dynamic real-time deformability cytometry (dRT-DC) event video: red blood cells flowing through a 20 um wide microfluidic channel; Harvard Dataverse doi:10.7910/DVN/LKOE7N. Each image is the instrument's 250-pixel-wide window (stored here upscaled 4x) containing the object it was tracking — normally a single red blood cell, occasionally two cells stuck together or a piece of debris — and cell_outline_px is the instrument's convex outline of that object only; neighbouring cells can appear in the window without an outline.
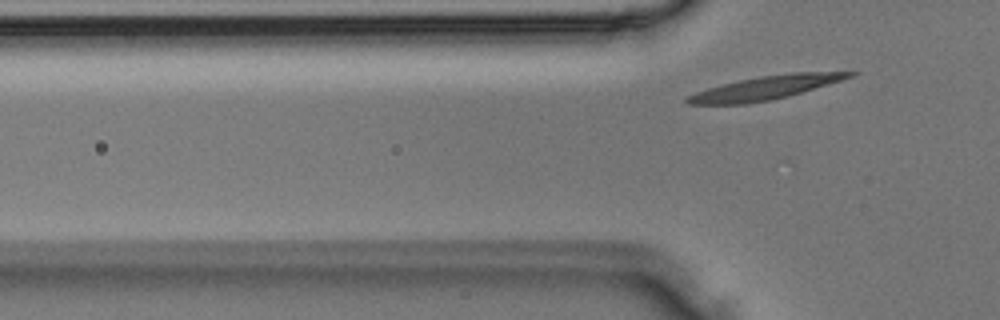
{"species": "Egyptian fruit bat (a non-hibernating species)", "species_latin": "Rousettus aegyptiacus", "temperature_condition": "room temperature", "stored_images_in_passage": 4, "segment_of_instrument_passage": [2, 2], "camera_frame_rate_fps": 3000, "um_per_image_px": 0.085, "animal": {"sex": "male"}, "frame": {"image": 1, "passage_image": 4, "time_ms": 1.0, "image_size_px": [1000, 320], "cell_outline_px": [[860, 72], [844, 80], [788, 96], [772, 100], [748, 104], [688, 104], [684, 100], [684, 96], [708, 88], [740, 80], [760, 76], [792, 72]], "centroid_in_image_um": [65.05, 7.47], "position_along_channel_um": 60.7, "area_um2": 22.31}}